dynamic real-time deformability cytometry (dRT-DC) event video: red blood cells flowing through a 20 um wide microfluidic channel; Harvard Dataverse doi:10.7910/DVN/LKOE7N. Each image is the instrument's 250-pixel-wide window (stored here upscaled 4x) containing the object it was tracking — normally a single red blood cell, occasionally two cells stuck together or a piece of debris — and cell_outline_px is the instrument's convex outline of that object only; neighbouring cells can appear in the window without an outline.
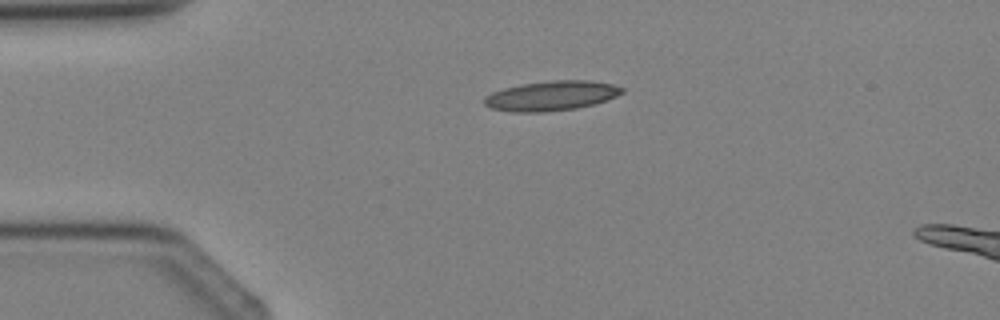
{"species": "Egyptian fruit bat (a non-hibernating species)", "species_latin": "Rousettus aegyptiacus", "temperature_condition": "cold", "stored_images_in_passage": 2, "camera_frame_rate_fps": 3000, "um_per_image_px": 0.085, "animal": {"sex": "female"}, "frame": {"image": 1, "passage_image": 1, "time_ms": 0.0, "image_size_px": [1000, 320], "cell_outline_px": [[624, 92], [616, 96], [596, 104], [576, 108], [544, 112], [512, 112], [492, 108], [484, 104], [484, 96], [492, 92], [504, 88], [520, 84], [552, 80], [588, 80], [612, 84], [624, 88]], "centroid_in_image_um": [46.86, 8.14], "position_along_channel_um": 38.1, "area_um2": 23.93}}
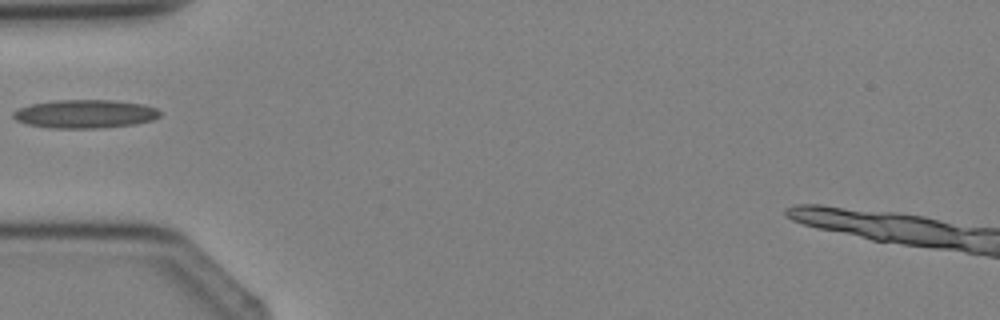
{"frame": {"image": 2, "passage_image": 2, "time_ms": 1.333, "image_size_px": [1000, 320], "cell_outline_px": [[160, 116], [152, 120], [136, 124], [104, 128], [48, 128], [24, 124], [16, 120], [12, 116], [12, 112], [20, 108], [32, 104], [60, 100], [112, 100], [144, 104], [156, 108], [160, 112]], "centroid_in_image_um": [7.23, 9.69], "position_along_channel_um": 77.8, "area_um2": 24.45}}